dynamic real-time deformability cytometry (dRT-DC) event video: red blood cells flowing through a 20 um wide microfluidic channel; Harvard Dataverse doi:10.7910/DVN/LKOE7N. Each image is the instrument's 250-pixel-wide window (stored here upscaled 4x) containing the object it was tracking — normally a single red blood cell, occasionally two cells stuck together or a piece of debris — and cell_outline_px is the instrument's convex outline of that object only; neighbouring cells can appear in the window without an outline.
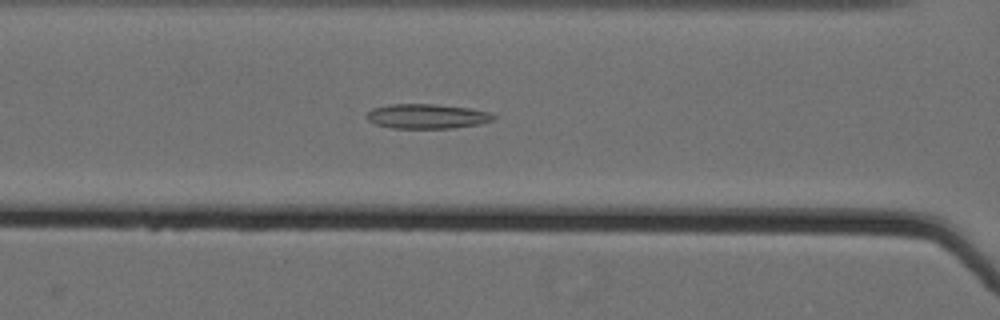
{"species": "Egyptian fruit bat (a non-hibernating species)", "species_latin": "Rousettus aegyptiacus", "temperature_condition": "cold", "stored_images_in_passage": 61, "camera_frame_rate_fps": 3000, "um_per_image_px": 0.085, "animal": {"sex": "female"}, "frame": {"image": 1, "passage_image": 30, "time_ms": 9.667, "image_size_px": [1000, 320], "cell_outline_px": [[496, 116], [492, 120], [476, 124], [452, 128], [392, 128], [376, 124], [368, 120], [364, 116], [372, 108], [388, 104], [436, 104], [468, 108], [488, 112]], "centroid_in_image_um": [36.22, 9.88], "position_along_channel_um": 130.4, "area_um2": 18.09}}
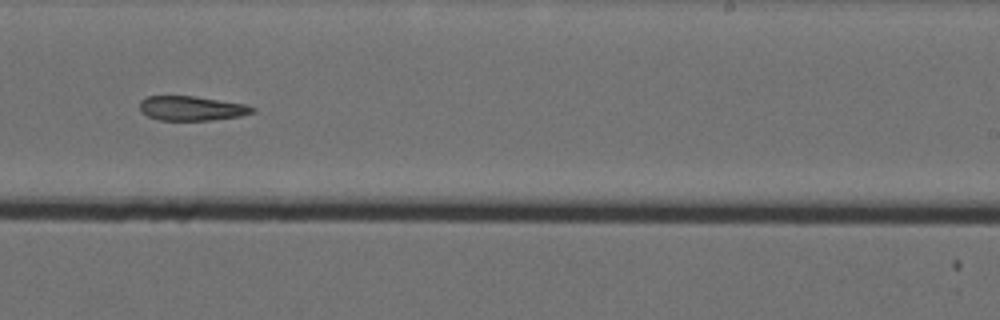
{"frame": {"image": 2, "passage_image": 42, "time_ms": 13.667, "image_size_px": [1000, 320], "cell_outline_px": [[256, 112], [240, 116], [212, 120], [160, 120], [148, 116], [140, 112], [140, 100], [148, 96], [192, 96], [244, 104], [256, 108]], "centroid_in_image_um": [16.28, 9.21], "position_along_channel_um": 272.7, "area_um2": 16.01}}
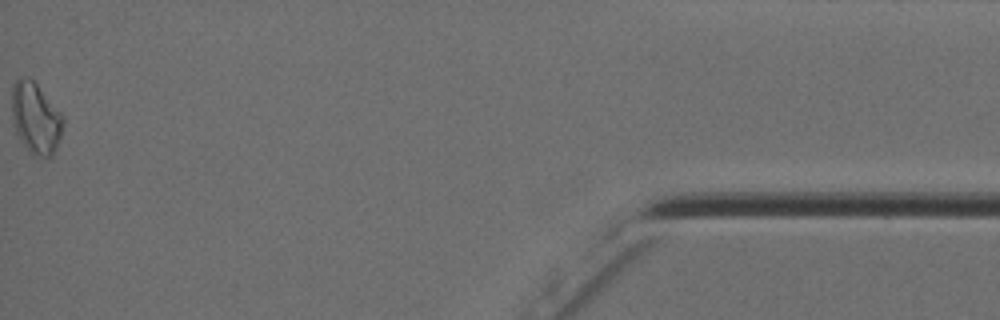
{"frame": {"image": 3, "passage_image": 61, "time_ms": 20.0, "image_size_px": [1000, 320], "cell_outline_px": [[64, 124], [56, 148], [52, 156], [40, 156], [32, 152], [24, 144], [16, 132], [12, 120], [12, 84], [20, 76], [28, 76], [36, 84], [64, 116]], "centroid_in_image_um": [3.03, 9.99], "position_along_channel_um": 432.2, "area_um2": 20.98}}